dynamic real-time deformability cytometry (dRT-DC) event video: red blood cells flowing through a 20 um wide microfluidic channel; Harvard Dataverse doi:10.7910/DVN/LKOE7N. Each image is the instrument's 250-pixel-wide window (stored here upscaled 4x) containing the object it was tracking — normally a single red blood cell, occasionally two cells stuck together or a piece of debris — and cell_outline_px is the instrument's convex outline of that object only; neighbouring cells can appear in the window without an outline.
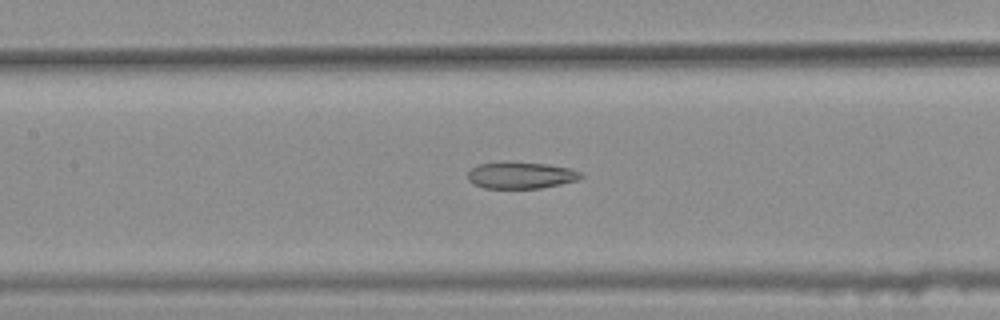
{"species": "common noctule bat (a hibernating species)", "species_latin": "Nyctalus noctula", "temperature_condition": "warm", "stored_images_in_passage": 42, "segment_of_instrument_passage": [2, 2], "camera_frame_rate_fps": 3000, "um_per_image_px": 0.085, "animal": {"sex": "female", "body_mass_g": 25.1}, "frame": {"image": 1, "passage_image": 21, "time_ms": 6.667, "image_size_px": [1000, 320], "cell_outline_px": [[584, 176], [576, 180], [560, 184], [540, 188], [484, 188], [472, 184], [468, 180], [468, 172], [472, 168], [480, 164], [548, 164], [572, 168], [580, 172]], "centroid_in_image_um": [44.3, 14.93], "position_along_channel_um": 163.1, "area_um2": 16.94}}
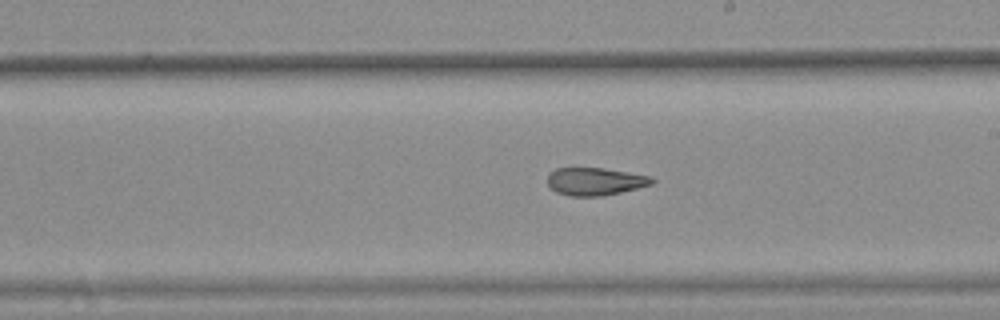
{"frame": {"image": 2, "passage_image": 27, "time_ms": 8.667, "image_size_px": [1000, 320], "cell_outline_px": [[656, 180], [652, 184], [620, 192], [600, 196], [568, 196], [556, 192], [548, 184], [548, 172], [556, 168], [604, 168], [652, 176]], "centroid_in_image_um": [50.58, 15.41], "position_along_channel_um": 238.4, "area_um2": 16.88}}
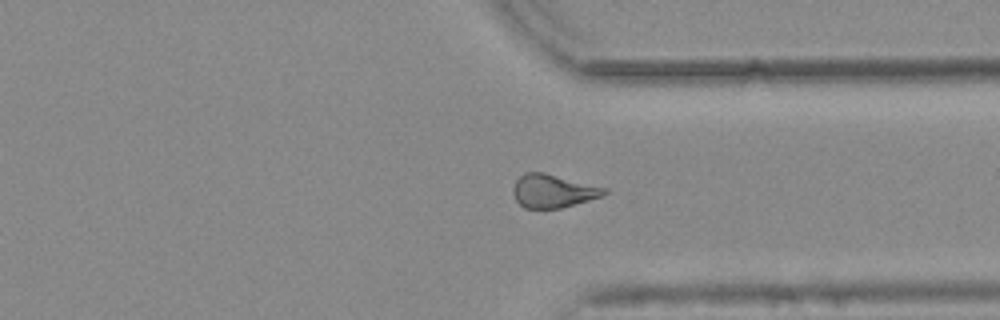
{"frame": {"image": 3, "passage_image": 37, "time_ms": 12.0, "image_size_px": [1000, 320], "cell_outline_px": [[608, 192], [600, 196], [588, 200], [560, 208], [524, 208], [516, 200], [512, 192], [512, 188], [516, 180], [524, 172], [544, 172], [608, 188]], "centroid_in_image_um": [46.98, 16.22], "position_along_channel_um": 364.4, "area_um2": 17.63}}